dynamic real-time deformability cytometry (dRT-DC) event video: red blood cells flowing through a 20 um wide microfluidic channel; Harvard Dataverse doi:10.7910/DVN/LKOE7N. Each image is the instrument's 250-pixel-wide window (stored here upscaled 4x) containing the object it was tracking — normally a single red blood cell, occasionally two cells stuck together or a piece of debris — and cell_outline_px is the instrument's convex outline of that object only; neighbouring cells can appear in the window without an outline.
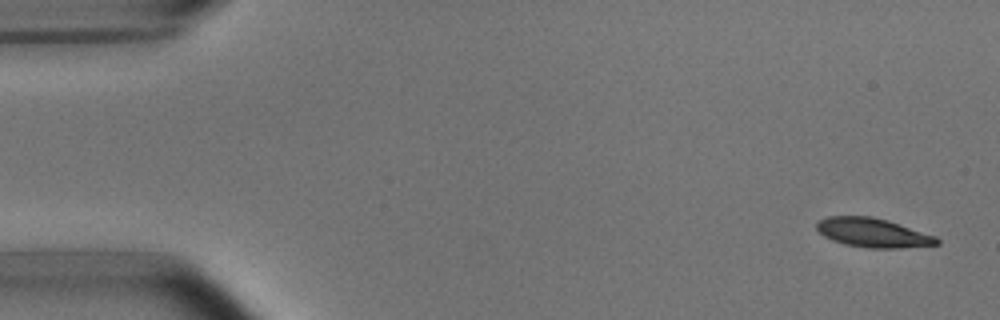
{"species": "common noctule bat (a hibernating species)", "species_latin": "Nyctalus noctula", "temperature_condition": "room temperature", "stored_images_in_passage": 10, "camera_frame_rate_fps": 3000, "um_per_image_px": 0.085, "animal": {"sex": "male", "body_mass_g": 15.6}, "frame": {"image": 1, "passage_image": 1, "time_ms": 0.0, "image_size_px": [1000, 320], "cell_outline_px": [[940, 244], [900, 248], [868, 248], [844, 244], [832, 240], [824, 236], [816, 228], [816, 224], [820, 220], [828, 216], [872, 216], [888, 220], [936, 236], [940, 240]], "centroid_in_image_um": [74.21, 19.78], "position_along_channel_um": 10.8, "area_um2": 20.4}}
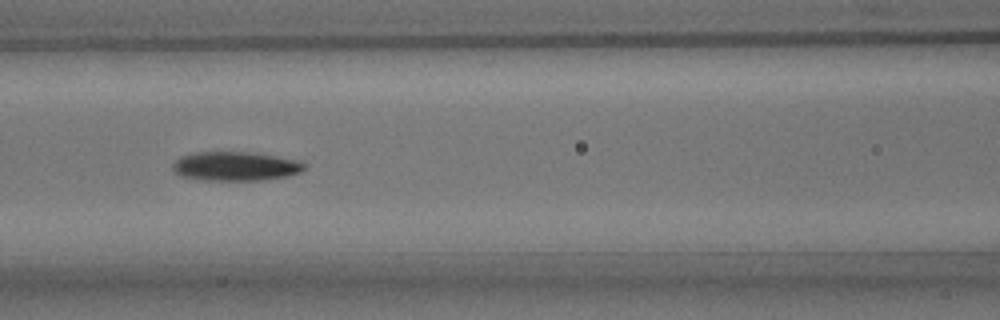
{"frame": {"image": 2, "passage_image": 7, "time_ms": 7.0, "image_size_px": [1000, 320], "cell_outline_px": [[308, 168], [300, 172], [288, 176], [264, 180], [200, 180], [180, 176], [172, 172], [172, 164], [180, 156], [196, 152], [252, 152], [300, 160], [308, 164]], "centroid_in_image_um": [20.04, 14.13], "position_along_channel_um": 146.6, "area_um2": 22.77}}
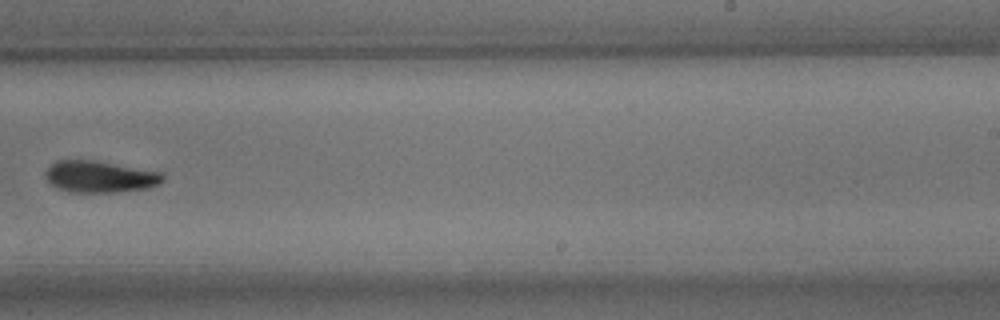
{"frame": {"image": 3, "passage_image": 10, "time_ms": 10.667, "image_size_px": [1000, 320], "cell_outline_px": [[164, 180], [160, 184], [148, 188], [116, 192], [68, 192], [56, 188], [44, 176], [44, 172], [56, 160], [96, 160], [160, 172], [164, 176]], "centroid_in_image_um": [8.47, 15.02], "position_along_channel_um": 280.5, "area_um2": 21.73}}